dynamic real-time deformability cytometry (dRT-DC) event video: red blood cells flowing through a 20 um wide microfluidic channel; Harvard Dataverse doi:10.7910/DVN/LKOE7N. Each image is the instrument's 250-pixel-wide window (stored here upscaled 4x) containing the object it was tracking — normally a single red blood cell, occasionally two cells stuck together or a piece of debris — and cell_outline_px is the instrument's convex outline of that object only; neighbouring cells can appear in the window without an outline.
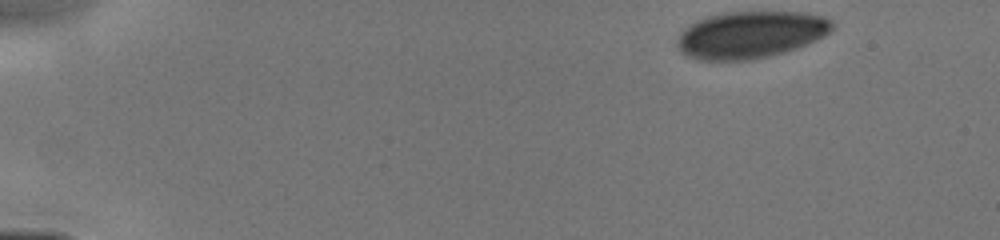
{"species": "human", "species_latin": "Homo sapiens", "temperature_condition": "cold", "stored_images_in_passage": 14, "camera_frame_rate_fps": 3000, "um_per_image_px": 0.085, "donor": {"sex": "male"}, "frame": {"image": 1, "passage_image": 1, "time_ms": 0.0, "image_size_px": [1000, 240], "cell_outline_px": [[836, 24], [832, 32], [808, 44], [772, 56], [752, 60], [696, 60], [684, 56], [680, 52], [676, 44], [676, 40], [680, 32], [684, 28], [696, 20], [708, 16], [724, 12], [808, 12], [824, 16], [832, 20]], "centroid_in_image_um": [63.81, 2.95], "position_along_channel_um": 21.2, "area_um2": 43.29}}
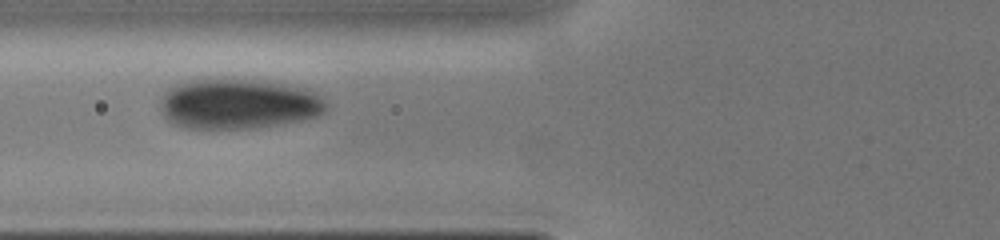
{"frame": {"image": 2, "passage_image": 10, "time_ms": 4.667, "image_size_px": [1000, 240], "cell_outline_px": [[328, 108], [320, 116], [284, 124], [256, 128], [184, 128], [172, 124], [160, 112], [160, 96], [172, 84], [192, 80], [220, 76], [284, 84], [312, 88], [324, 96], [328, 104]], "centroid_in_image_um": [20.28, 8.8], "position_along_channel_um": 105.5, "area_um2": 50.23}}
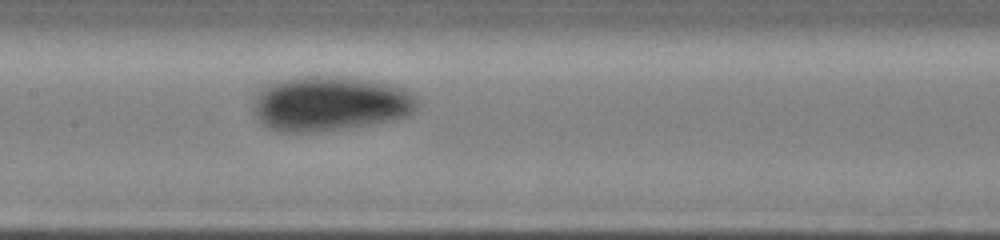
{"frame": {"image": 3, "passage_image": 14, "time_ms": 6.333, "image_size_px": [1000, 240], "cell_outline_px": [[416, 108], [412, 116], [396, 120], [316, 132], [280, 132], [268, 128], [256, 116], [252, 108], [252, 100], [268, 84], [292, 76], [348, 76], [388, 84], [404, 88], [416, 92]], "centroid_in_image_um": [28.08, 8.8], "position_along_channel_um": 179.3, "area_um2": 53.0}}